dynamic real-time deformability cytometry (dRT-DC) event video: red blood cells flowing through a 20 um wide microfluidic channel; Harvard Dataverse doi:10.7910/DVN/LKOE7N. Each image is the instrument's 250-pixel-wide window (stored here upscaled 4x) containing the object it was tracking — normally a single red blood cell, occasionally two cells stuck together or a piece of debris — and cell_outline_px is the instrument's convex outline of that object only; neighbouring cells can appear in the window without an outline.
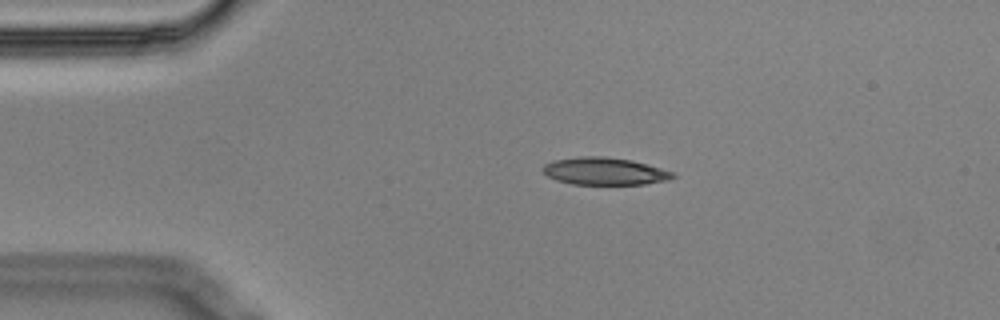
{"species": "Egyptian fruit bat (a non-hibernating species)", "species_latin": "Rousettus aegyptiacus", "temperature_condition": "cold", "stored_images_in_passage": 4, "camera_frame_rate_fps": 3000, "um_per_image_px": 0.085, "animal": {"sex": "male"}, "frame": {"image": 1, "passage_image": 2, "time_ms": 0.333, "image_size_px": [1000, 320], "cell_outline_px": [[676, 176], [668, 180], [644, 184], [572, 184], [556, 180], [548, 176], [544, 172], [544, 164], [552, 160], [580, 156], [604, 156], [632, 160], [676, 172]], "centroid_in_image_um": [51.41, 14.55], "position_along_channel_um": 33.6, "area_um2": 20.81}}
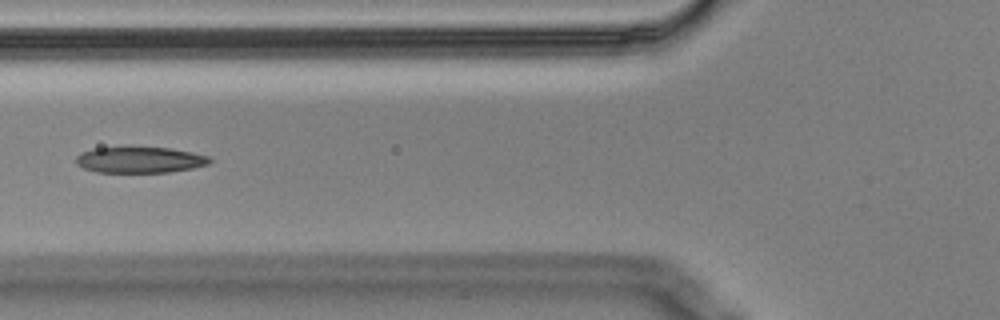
{"frame": {"image": 2, "passage_image": 4, "time_ms": 1.0, "image_size_px": [1000, 320], "cell_outline_px": [[212, 160], [208, 164], [192, 168], [168, 172], [96, 172], [84, 168], [76, 164], [76, 156], [84, 152], [96, 148], [172, 148], [192, 152], [208, 156]], "centroid_in_image_um": [11.9, 13.6], "position_along_channel_um": 113.9, "area_um2": 19.94}}